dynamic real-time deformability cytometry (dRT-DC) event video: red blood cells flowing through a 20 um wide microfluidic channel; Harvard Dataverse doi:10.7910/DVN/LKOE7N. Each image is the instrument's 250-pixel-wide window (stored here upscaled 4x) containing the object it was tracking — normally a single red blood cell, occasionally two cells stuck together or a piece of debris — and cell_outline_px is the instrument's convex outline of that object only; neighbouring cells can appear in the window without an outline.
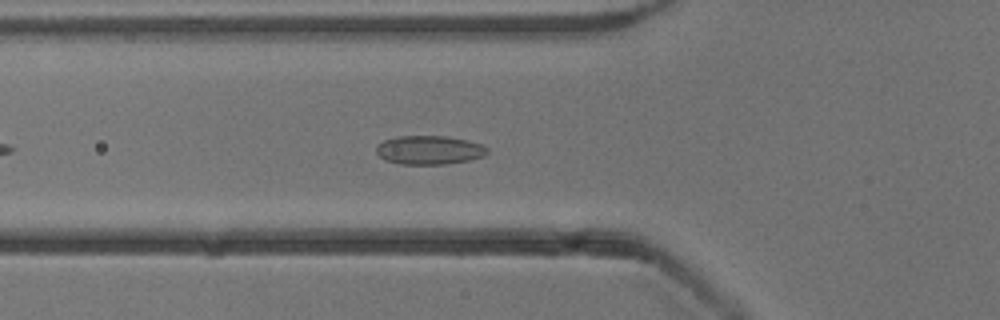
{"species": "common noctule bat (a hibernating species)", "species_latin": "Nyctalus noctula", "temperature_condition": "cold", "stored_images_in_passage": 17, "camera_frame_rate_fps": 3000, "um_per_image_px": 0.085, "animal": {"sex": "male", "body_mass_g": 13.3}, "frame": {"image": 1, "passage_image": 4, "time_ms": 1.0, "image_size_px": [1000, 320], "cell_outline_px": [[488, 152], [484, 156], [472, 160], [448, 164], [400, 164], [384, 160], [376, 152], [376, 144], [384, 140], [400, 136], [448, 136], [468, 140], [484, 144], [488, 148]], "centroid_in_image_um": [36.52, 12.75], "position_along_channel_um": 89.3, "area_um2": 18.96}}
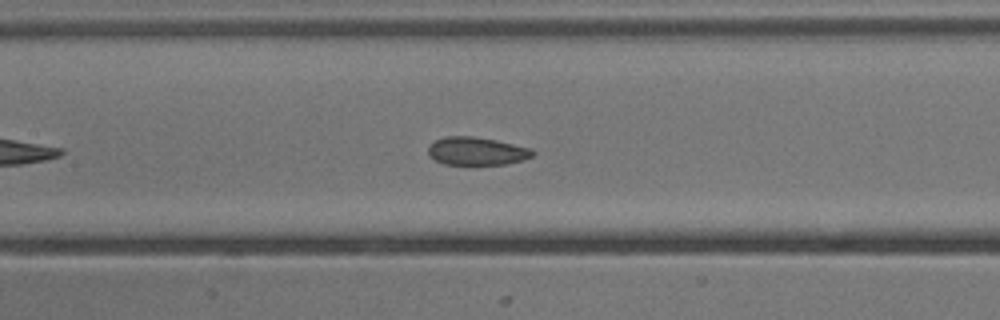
{"frame": {"image": 2, "passage_image": 10, "time_ms": 3.0, "image_size_px": [1000, 320], "cell_outline_px": [[536, 152], [532, 156], [524, 160], [504, 164], [444, 164], [428, 156], [428, 148], [436, 140], [444, 136], [472, 136], [496, 140], [532, 148]], "centroid_in_image_um": [40.54, 12.84], "position_along_channel_um": 166.9, "area_um2": 17.05}}
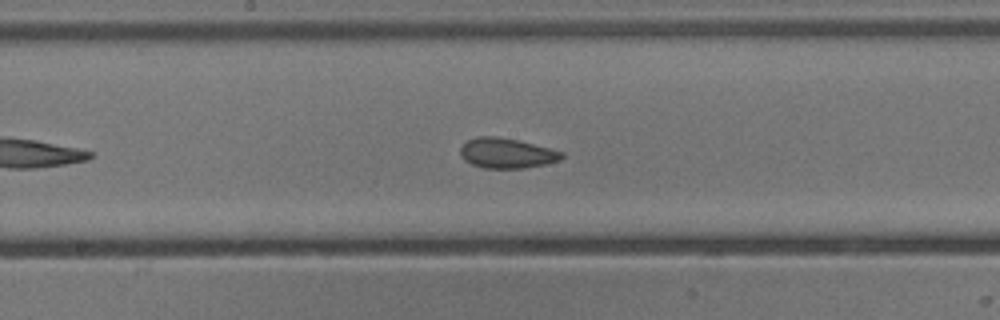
{"frame": {"image": 3, "passage_image": 13, "time_ms": 4.0, "image_size_px": [1000, 320], "cell_outline_px": [[564, 156], [560, 160], [544, 164], [524, 168], [484, 168], [472, 164], [464, 160], [460, 156], [460, 148], [468, 140], [476, 136], [496, 136], [516, 140], [564, 152]], "centroid_in_image_um": [43.04, 13.02], "position_along_channel_um": 205.2, "area_um2": 17.63}}